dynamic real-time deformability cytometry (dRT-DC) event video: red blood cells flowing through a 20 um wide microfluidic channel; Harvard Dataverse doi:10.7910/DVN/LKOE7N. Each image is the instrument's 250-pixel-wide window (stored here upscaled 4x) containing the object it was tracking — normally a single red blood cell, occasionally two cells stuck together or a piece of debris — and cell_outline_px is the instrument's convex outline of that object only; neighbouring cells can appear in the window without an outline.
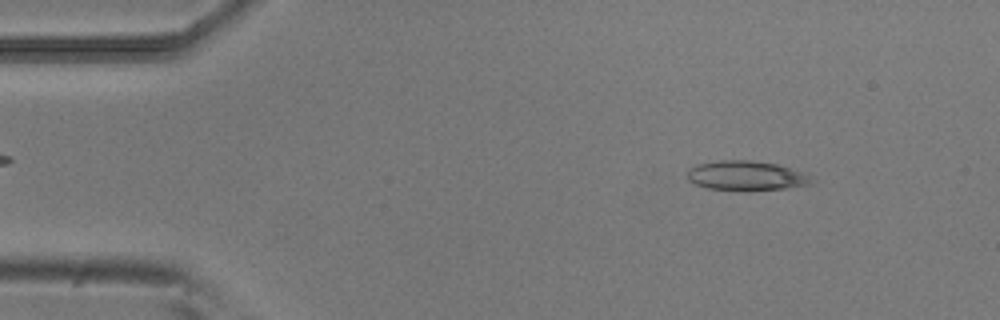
{"species": "common noctule bat (a hibernating species)", "species_latin": "Nyctalus noctula", "temperature_condition": "room temperature", "stored_images_in_passage": 21, "camera_frame_rate_fps": 3000, "um_per_image_px": 0.085, "animal": {"sex": "male", "body_mass_g": 20.5, "forearm_length_mm": 52.5}, "frame": {"image": 1, "passage_image": 3, "time_ms": 0.667, "image_size_px": [1000, 320], "cell_outline_px": [[812, 184], [784, 188], [748, 192], [708, 188], [696, 184], [688, 180], [688, 168], [696, 164], [720, 160], [748, 160], [776, 164], [808, 172]], "centroid_in_image_um": [63.44, 14.94], "position_along_channel_um": 21.6, "area_um2": 21.79}}
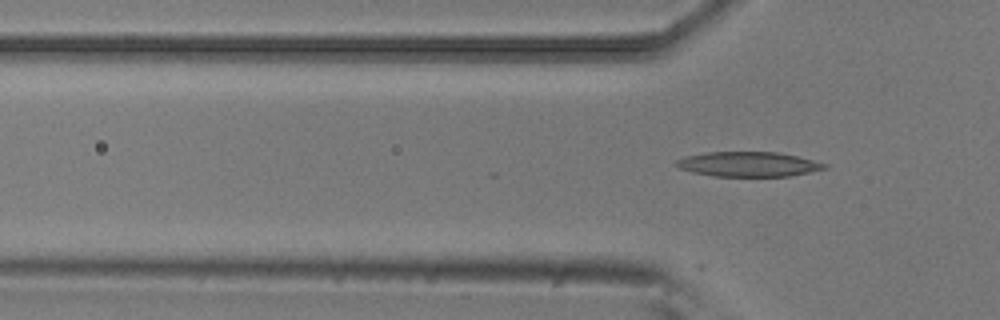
{"frame": {"image": 2, "passage_image": 12, "time_ms": 3.667, "image_size_px": [1000, 320], "cell_outline_px": [[828, 168], [788, 176], [716, 176], [692, 172], [680, 168], [676, 164], [676, 160], [684, 156], [704, 152], [776, 152], [796, 156], [828, 164]], "centroid_in_image_um": [63.59, 13.95], "position_along_channel_um": 62.2, "area_um2": 21.27}}
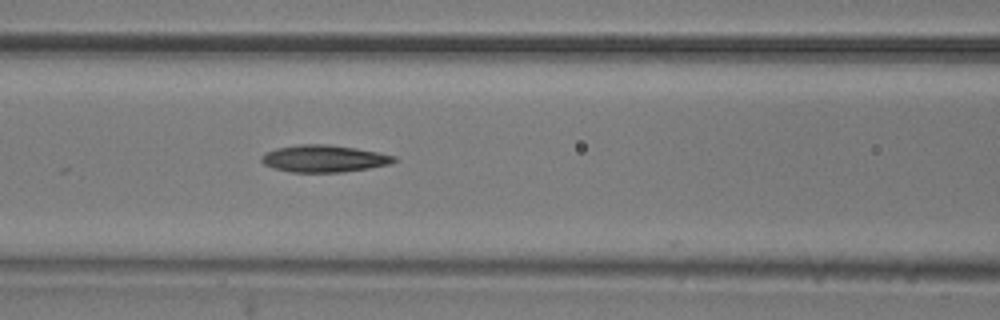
{"frame": {"image": 3, "passage_image": 18, "time_ms": 5.667, "image_size_px": [1000, 320], "cell_outline_px": [[396, 160], [388, 164], [368, 168], [344, 172], [292, 172], [272, 168], [264, 164], [260, 160], [260, 156], [264, 152], [276, 148], [300, 144], [328, 144], [356, 148], [380, 152], [396, 156]], "centroid_in_image_um": [27.5, 13.47], "position_along_channel_um": 139.1, "area_um2": 21.04}}